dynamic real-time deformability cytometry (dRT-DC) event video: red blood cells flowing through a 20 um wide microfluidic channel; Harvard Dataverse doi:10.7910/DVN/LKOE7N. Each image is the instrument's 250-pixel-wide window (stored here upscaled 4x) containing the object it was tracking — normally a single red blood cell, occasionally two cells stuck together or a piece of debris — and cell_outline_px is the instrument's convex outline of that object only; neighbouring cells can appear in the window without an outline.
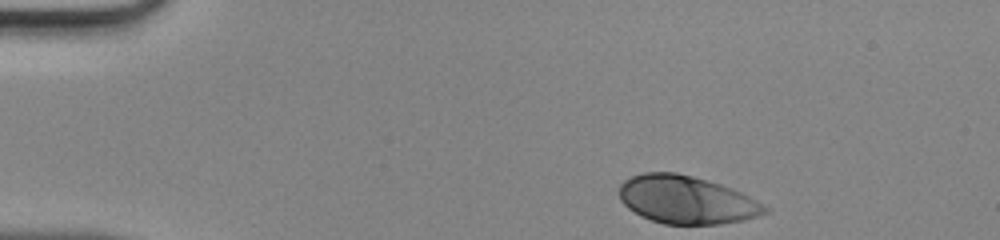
{"species": "human", "species_latin": "Homo sapiens", "temperature_condition": "room temperature", "stored_images_in_passage": 34, "camera_frame_rate_fps": 3000, "um_per_image_px": 0.085, "donor": {"sex": "male"}, "frame": {"image": 1, "passage_image": 1, "time_ms": 0.0, "image_size_px": [1000, 240], "cell_outline_px": [[772, 208], [768, 212], [760, 216], [744, 220], [720, 224], [664, 224], [640, 216], [628, 208], [620, 200], [620, 184], [624, 180], [632, 176], [644, 172], [676, 172], [692, 176], [720, 184], [732, 188]], "centroid_in_image_um": [58.37, 16.99], "position_along_channel_um": 26.6, "area_um2": 40.81}}
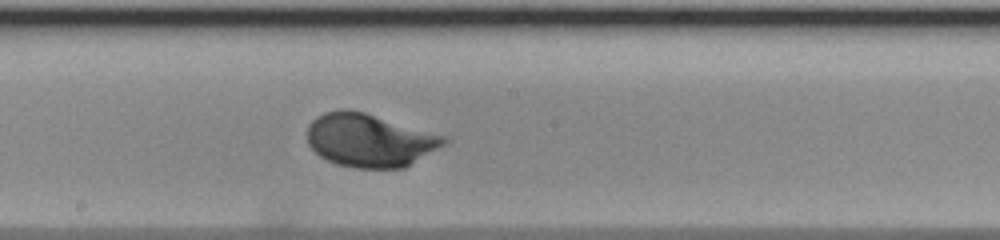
{"frame": {"image": 2, "passage_image": 20, "time_ms": 6.333, "image_size_px": [1000, 240], "cell_outline_px": [[448, 144], [404, 168], [356, 168], [336, 164], [320, 156], [308, 144], [308, 124], [316, 116], [324, 112], [340, 108], [348, 108], [364, 112], [448, 136]], "centroid_in_image_um": [31.45, 11.91], "position_along_channel_um": 216.8, "area_um2": 42.89}}
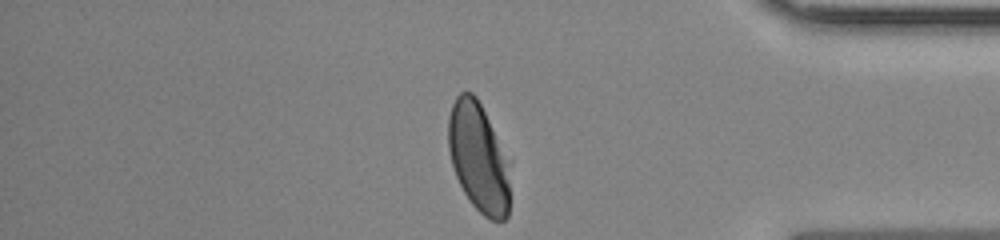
{"frame": {"image": 3, "passage_image": 34, "time_ms": 11.0, "image_size_px": [1000, 240], "cell_outline_px": [[508, 216], [504, 220], [492, 220], [484, 216], [472, 204], [464, 192], [456, 176], [452, 164], [448, 148], [448, 116], [452, 104], [456, 96], [460, 92], [472, 92], [476, 96], [488, 120], [504, 164], [508, 184]], "centroid_in_image_um": [40.57, 13.39], "position_along_channel_um": 394.6, "area_um2": 37.4}}